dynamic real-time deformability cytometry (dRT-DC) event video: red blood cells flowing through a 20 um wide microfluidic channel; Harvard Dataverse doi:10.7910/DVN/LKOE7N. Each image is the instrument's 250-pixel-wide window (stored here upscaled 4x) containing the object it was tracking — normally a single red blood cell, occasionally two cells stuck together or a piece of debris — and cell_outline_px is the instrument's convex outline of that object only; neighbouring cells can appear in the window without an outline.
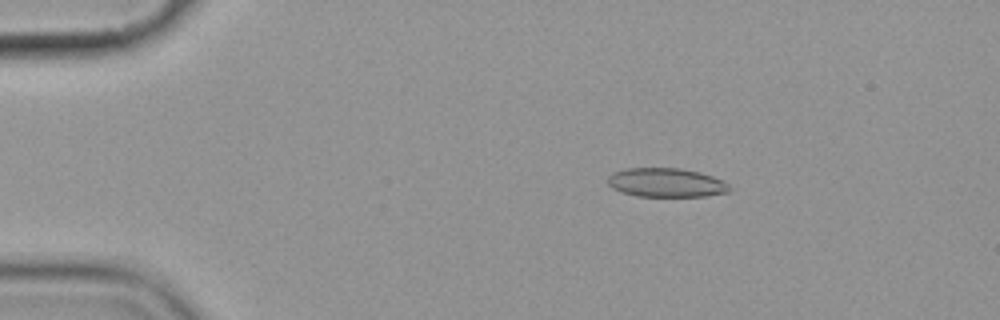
{"species": "common noctule bat (a hibernating species)", "species_latin": "Nyctalus noctula", "temperature_condition": "cold", "stored_images_in_passage": 5, "camera_frame_rate_fps": 3000, "um_per_image_px": 0.085, "animal": {"sex": "female", "body_mass_g": 19.9}, "frame": {"image": 1, "passage_image": 2, "time_ms": 1.0, "image_size_px": [1000, 320], "cell_outline_px": [[732, 188], [728, 192], [704, 196], [636, 196], [620, 192], [612, 188], [608, 184], [608, 176], [612, 172], [628, 168], [680, 168], [700, 172], [712, 176], [728, 184]], "centroid_in_image_um": [56.59, 15.52], "position_along_channel_um": 28.4, "area_um2": 20.58}}